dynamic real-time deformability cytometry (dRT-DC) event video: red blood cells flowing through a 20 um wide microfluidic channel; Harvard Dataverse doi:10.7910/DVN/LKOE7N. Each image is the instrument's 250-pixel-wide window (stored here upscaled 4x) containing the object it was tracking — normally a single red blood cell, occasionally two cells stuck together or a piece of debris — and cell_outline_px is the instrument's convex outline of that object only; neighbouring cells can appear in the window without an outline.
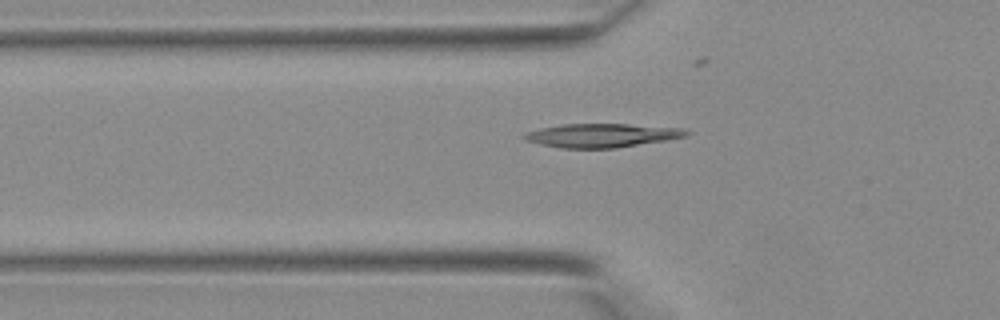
{"species": "Egyptian fruit bat (a non-hibernating species)", "species_latin": "Rousettus aegyptiacus", "temperature_condition": "warm", "stored_images_in_passage": 23, "camera_frame_rate_fps": 3000, "um_per_image_px": 0.085, "animal": {"sex": "female"}, "frame": {"image": 1, "passage_image": 3, "time_ms": 0.667, "image_size_px": [1000, 320], "cell_outline_px": [[692, 132], [684, 136], [664, 140], [616, 148], [560, 148], [540, 144], [524, 140], [524, 136], [528, 132], [540, 128], [564, 124], [628, 124], [684, 128]], "centroid_in_image_um": [51.16, 11.51], "position_along_channel_um": 74.6, "area_um2": 22.2}}
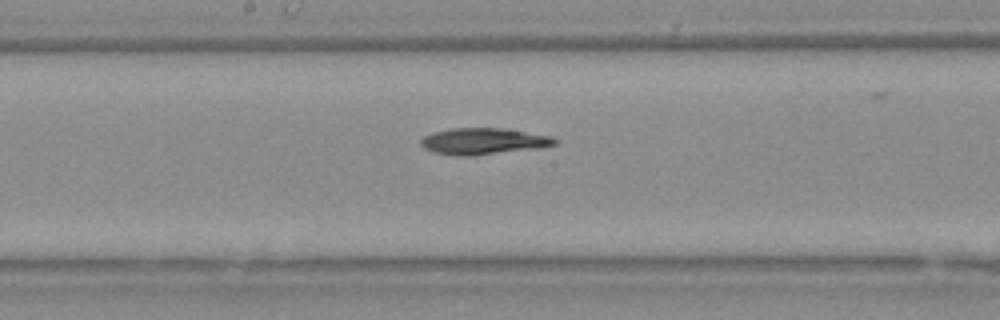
{"frame": {"image": 2, "passage_image": 11, "time_ms": 3.333, "image_size_px": [1000, 320], "cell_outline_px": [[556, 144], [540, 148], [468, 156], [460, 156], [432, 152], [424, 148], [420, 144], [420, 140], [424, 136], [436, 132], [452, 128], [504, 128], [552, 136], [556, 140]], "centroid_in_image_um": [41.09, 12.0], "position_along_channel_um": 207.1, "area_um2": 20.52}}
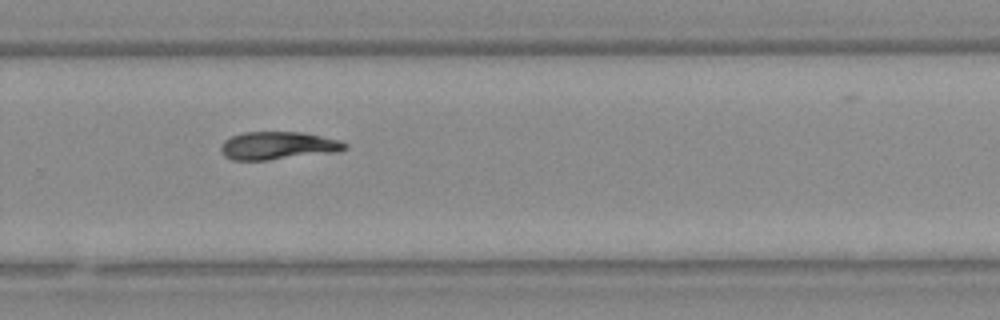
{"frame": {"image": 3, "passage_image": 17, "time_ms": 5.333, "image_size_px": [1000, 320], "cell_outline_px": [[348, 148], [336, 152], [268, 160], [232, 160], [224, 156], [220, 152], [220, 144], [224, 140], [232, 136], [244, 132], [304, 132], [340, 140], [348, 144]], "centroid_in_image_um": [23.62, 12.38], "position_along_channel_um": 306.2, "area_um2": 20.35}}